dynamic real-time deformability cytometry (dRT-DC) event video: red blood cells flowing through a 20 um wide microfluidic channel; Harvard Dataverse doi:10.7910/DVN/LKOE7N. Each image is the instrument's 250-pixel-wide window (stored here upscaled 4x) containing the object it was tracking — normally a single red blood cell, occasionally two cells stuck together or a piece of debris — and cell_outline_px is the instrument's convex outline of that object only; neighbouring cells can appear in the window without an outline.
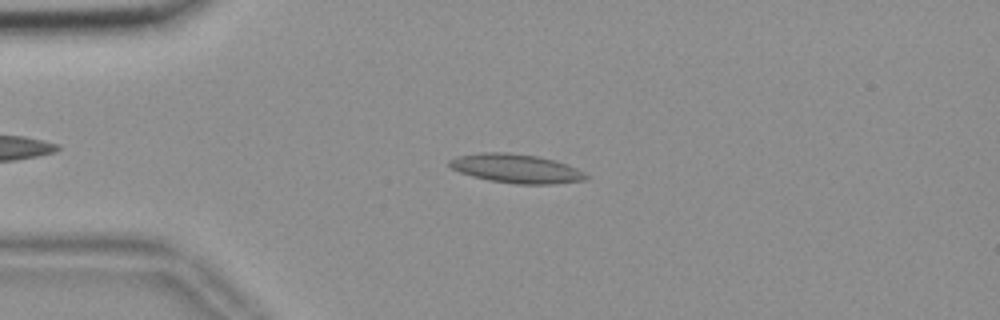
{"species": "common noctule bat (a hibernating species)", "species_latin": "Nyctalus noctula", "temperature_condition": "room temperature", "stored_images_in_passage": 46, "camera_frame_rate_fps": 3000, "um_per_image_px": 0.085, "animal": {"sex": "female", "body_mass_g": 18.4}, "frame": {"image": 1, "passage_image": 12, "time_ms": 3.667, "image_size_px": [1000, 320], "cell_outline_px": [[588, 176], [584, 180], [552, 184], [516, 184], [488, 180], [472, 176], [460, 172], [452, 168], [448, 164], [448, 160], [456, 156], [480, 152], [508, 152], [540, 156], [568, 164], [584, 172]], "centroid_in_image_um": [43.85, 14.31], "position_along_channel_um": 41.1, "area_um2": 23.18}}
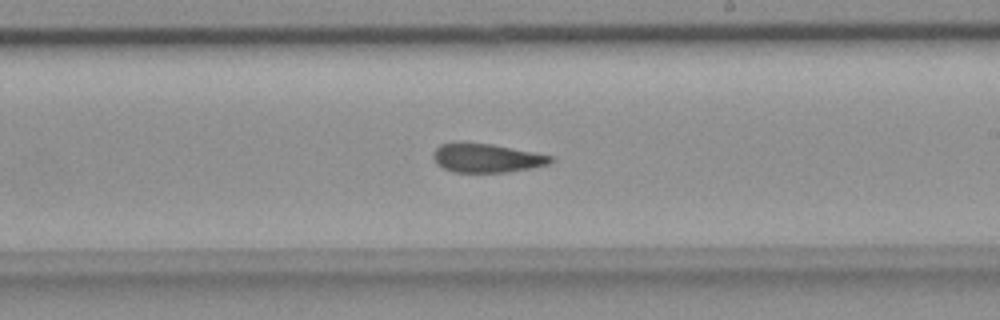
{"frame": {"image": 2, "passage_image": 31, "time_ms": 10.0, "image_size_px": [1000, 320], "cell_outline_px": [[556, 160], [548, 164], [508, 172], [452, 172], [436, 164], [432, 156], [432, 152], [440, 144], [460, 140], [492, 144], [552, 156]], "centroid_in_image_um": [41.28, 13.4], "position_along_channel_um": 247.7, "area_um2": 20.06}}
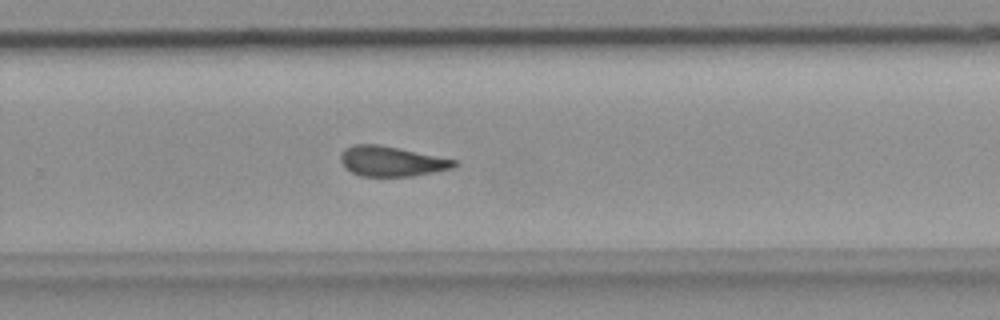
{"frame": {"image": 3, "passage_image": 35, "time_ms": 11.333, "image_size_px": [1000, 320], "cell_outline_px": [[460, 164], [452, 168], [412, 176], [360, 176], [344, 168], [340, 160], [340, 156], [344, 148], [352, 144], [380, 144], [400, 148], [456, 160]], "centroid_in_image_um": [33.24, 13.7], "position_along_channel_um": 296.6, "area_um2": 20.0}, "authors_computed_cell_mechanics": {"area_um2": 20.6635, "velocity_mm_per_s": 3.6729, "shape_relaxation_time_tau1_ms": null, "shape_relaxation_time_tau2_ms": 2.4227, "deformation_change_tau1": null, "deformation_change_tau2": 0.1008}}